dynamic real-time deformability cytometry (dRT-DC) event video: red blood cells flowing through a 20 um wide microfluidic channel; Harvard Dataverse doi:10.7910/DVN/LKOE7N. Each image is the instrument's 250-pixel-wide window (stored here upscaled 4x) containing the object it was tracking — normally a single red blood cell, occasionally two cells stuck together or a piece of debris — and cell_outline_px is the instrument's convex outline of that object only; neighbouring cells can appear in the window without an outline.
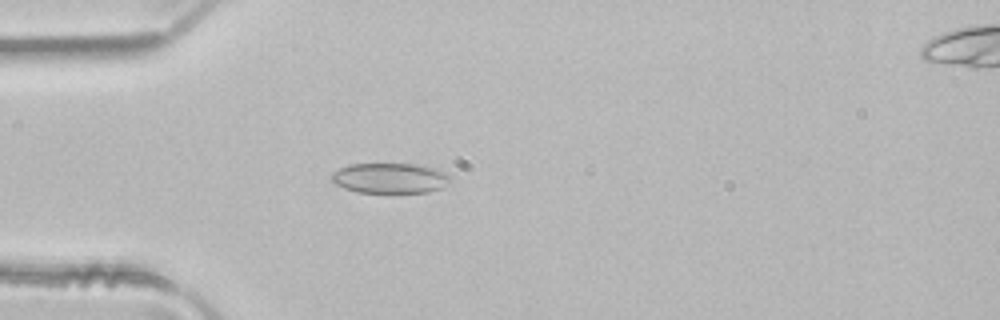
{"species": "common noctule bat (a hibernating species)", "species_latin": "Nyctalus noctula", "temperature_condition": "room temperature", "stored_images_in_passage": 4, "camera_frame_rate_fps": 3000, "um_per_image_px": 0.085, "animal": {"sex": "male", "body_mass_g": 21.5, "forearm_length_mm": 52.0}, "frame": {"image": 1, "passage_image": 4, "time_ms": 1.0, "image_size_px": [1000, 320], "cell_outline_px": [[452, 180], [440, 188], [428, 192], [356, 192], [344, 188], [336, 184], [332, 180], [332, 172], [348, 164], [416, 164], [432, 168], [444, 172], [452, 176]], "centroid_in_image_um": [33.15, 15.14], "position_along_channel_um": 51.9, "area_um2": 20.81}}